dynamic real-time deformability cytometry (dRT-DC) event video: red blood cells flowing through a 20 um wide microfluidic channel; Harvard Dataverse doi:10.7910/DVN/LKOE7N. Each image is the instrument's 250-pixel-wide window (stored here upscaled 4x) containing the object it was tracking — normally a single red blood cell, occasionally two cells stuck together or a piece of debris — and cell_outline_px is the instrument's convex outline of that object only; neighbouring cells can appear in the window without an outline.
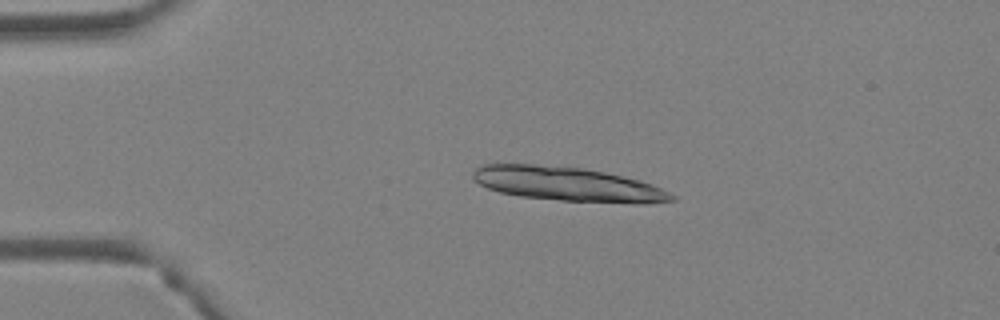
{"species": "Egyptian fruit bat (a non-hibernating species)", "species_latin": "Rousettus aegyptiacus", "temperature_condition": "warm", "stored_images_in_passage": 6, "camera_frame_rate_fps": 3000, "um_per_image_px": 0.085, "animal": {"sex": "female"}, "frame": {"image": 1, "passage_image": 3, "time_ms": 0.667, "image_size_px": [1000, 320], "cell_outline_px": [[676, 200], [560, 200], [520, 196], [500, 192], [488, 188], [472, 180], [472, 172], [480, 164], [536, 164], [580, 168], [604, 172], [640, 180], [652, 184], [676, 196]], "centroid_in_image_um": [48.01, 15.58], "position_along_channel_um": 37.0, "area_um2": 37.8}}
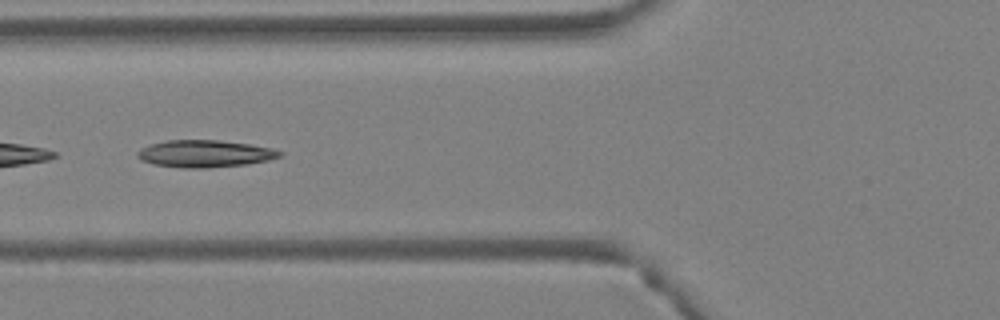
{"frame": {"image": 2, "passage_image": 5, "time_ms": 1.333, "image_size_px": [1000, 320], "cell_outline_px": [[284, 152], [280, 156], [268, 160], [248, 164], [208, 168], [184, 168], [152, 164], [140, 160], [136, 156], [136, 152], [140, 148], [152, 144], [168, 140], [220, 140], [248, 144], [272, 148]], "centroid_in_image_um": [17.39, 13.07], "position_along_channel_um": 108.4, "area_um2": 22.6}}
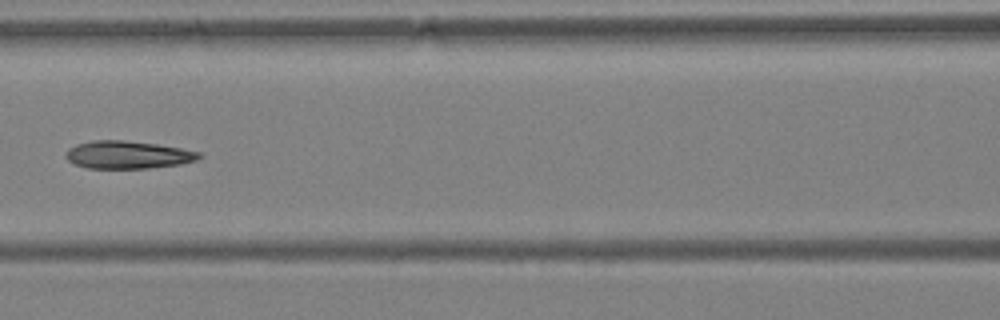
{"frame": {"image": 3, "passage_image": 6, "time_ms": 1.667, "image_size_px": [1000, 320], "cell_outline_px": [[204, 156], [196, 160], [180, 164], [148, 168], [88, 168], [76, 164], [68, 160], [64, 156], [68, 148], [76, 144], [92, 140], [124, 140], [156, 144], [180, 148], [200, 152]], "centroid_in_image_um": [10.85, 13.15], "position_along_channel_um": 155.7, "area_um2": 21.5}}